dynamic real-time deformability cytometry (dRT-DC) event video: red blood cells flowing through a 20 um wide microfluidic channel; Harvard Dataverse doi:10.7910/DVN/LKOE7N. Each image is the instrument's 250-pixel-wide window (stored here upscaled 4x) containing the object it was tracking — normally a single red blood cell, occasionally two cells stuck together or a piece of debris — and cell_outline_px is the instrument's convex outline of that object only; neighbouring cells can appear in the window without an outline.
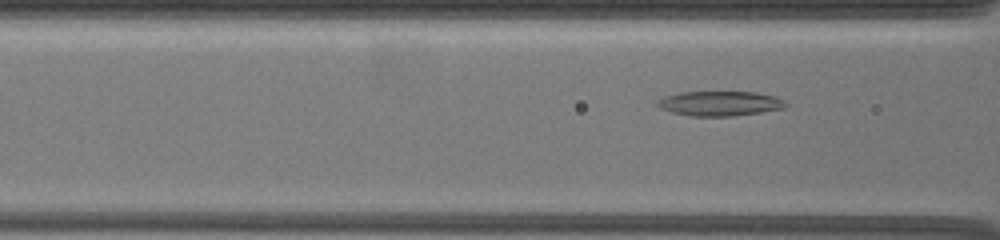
{"species": "common noctule bat (a hibernating species)", "species_latin": "Nyctalus noctula", "temperature_condition": "warm", "stored_images_in_passage": 36, "camera_frame_rate_fps": 3000, "um_per_image_px": 0.085, "animal": {"sex": "female", "body_mass_g": 19.5, "forearm_length_mm": 54.1}, "frame": {"image": 1, "passage_image": 8, "time_ms": 2.0, "image_size_px": [1000, 240], "cell_outline_px": [[788, 104], [784, 108], [760, 112], [732, 116], [692, 116], [672, 112], [660, 108], [656, 104], [656, 100], [664, 96], [680, 92], [756, 92], [772, 96]], "centroid_in_image_um": [61.12, 8.79], "position_along_channel_um": 105.5, "area_um2": 18.32}}
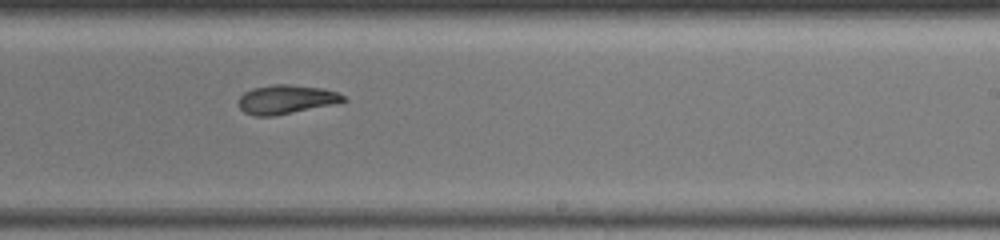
{"frame": {"image": 2, "passage_image": 21, "time_ms": 6.667, "image_size_px": [1000, 240], "cell_outline_px": [[348, 100], [332, 104], [272, 116], [252, 116], [244, 112], [240, 108], [240, 96], [244, 92], [252, 88], [272, 84], [288, 84], [324, 88], [336, 92], [344, 96]], "centroid_in_image_um": [24.3, 8.43], "position_along_channel_um": 264.7, "area_um2": 17.51}}
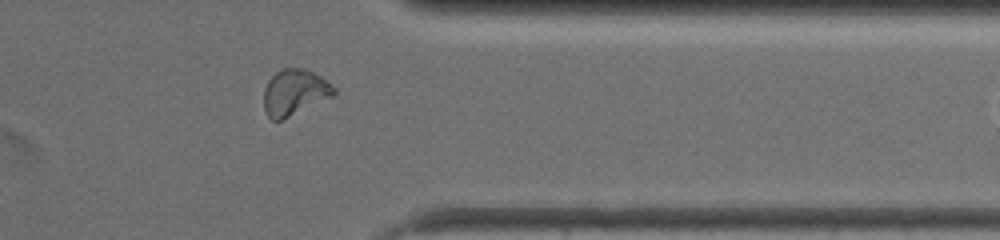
{"frame": {"image": 3, "passage_image": 33, "time_ms": 10.333, "image_size_px": [1000, 240], "cell_outline_px": [[336, 92], [332, 96], [284, 120], [272, 120], [268, 116], [264, 108], [264, 88], [268, 80], [280, 68], [304, 68], [320, 76], [336, 88]], "centroid_in_image_um": [25.02, 7.85], "position_along_channel_um": 386.4, "area_um2": 18.79}}